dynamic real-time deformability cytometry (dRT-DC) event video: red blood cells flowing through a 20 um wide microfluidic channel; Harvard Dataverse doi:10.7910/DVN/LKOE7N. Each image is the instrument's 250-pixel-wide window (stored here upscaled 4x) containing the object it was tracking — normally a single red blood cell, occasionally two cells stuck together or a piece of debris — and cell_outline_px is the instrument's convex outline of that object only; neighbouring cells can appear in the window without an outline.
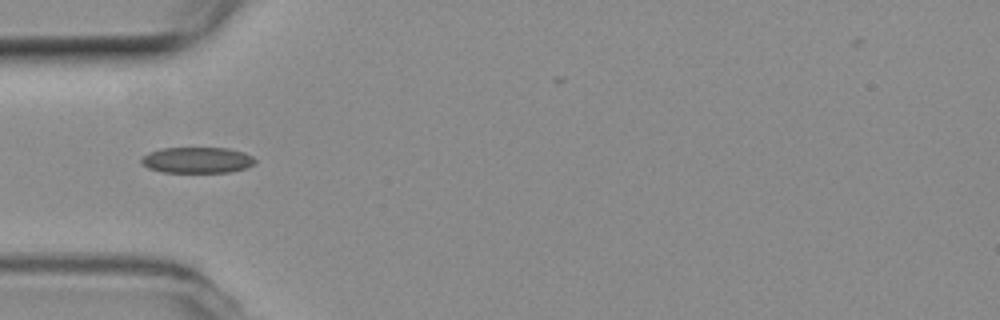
{"species": "common noctule bat (a hibernating species)", "species_latin": "Nyctalus noctula", "temperature_condition": "room temperature", "stored_images_in_passage": 14, "camera_frame_rate_fps": 3000, "um_per_image_px": 0.085, "animal": {"sex": "female", "body_mass_g": 19.3, "forearm_length_mm": 54.1}, "frame": {"image": 1, "passage_image": 5, "time_ms": 1.333, "image_size_px": [1000, 320], "cell_outline_px": [[256, 160], [248, 168], [228, 172], [164, 172], [148, 168], [140, 164], [140, 160], [148, 152], [164, 148], [228, 148], [244, 152], [252, 156]], "centroid_in_image_um": [16.75, 13.61], "position_along_channel_um": 68.2, "area_um2": 17.22}}
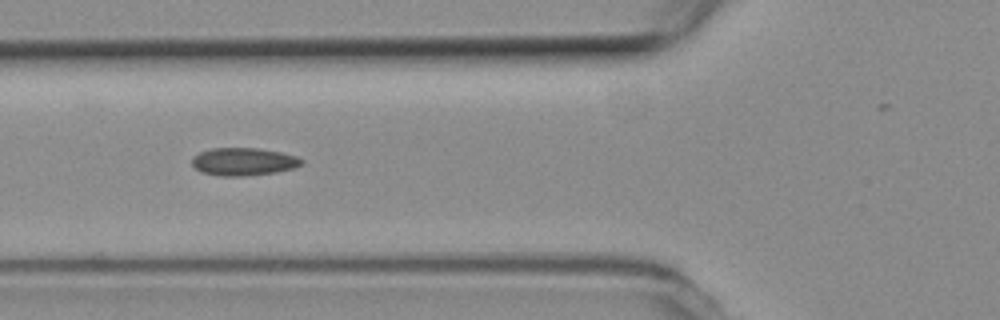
{"frame": {"image": 2, "passage_image": 8, "time_ms": 2.333, "image_size_px": [1000, 320], "cell_outline_px": [[304, 164], [296, 168], [276, 172], [244, 176], [220, 176], [200, 172], [192, 164], [192, 156], [200, 152], [212, 148], [256, 148], [280, 152], [296, 156], [304, 160]], "centroid_in_image_um": [20.71, 13.74], "position_along_channel_um": 105.1, "area_um2": 17.86}}